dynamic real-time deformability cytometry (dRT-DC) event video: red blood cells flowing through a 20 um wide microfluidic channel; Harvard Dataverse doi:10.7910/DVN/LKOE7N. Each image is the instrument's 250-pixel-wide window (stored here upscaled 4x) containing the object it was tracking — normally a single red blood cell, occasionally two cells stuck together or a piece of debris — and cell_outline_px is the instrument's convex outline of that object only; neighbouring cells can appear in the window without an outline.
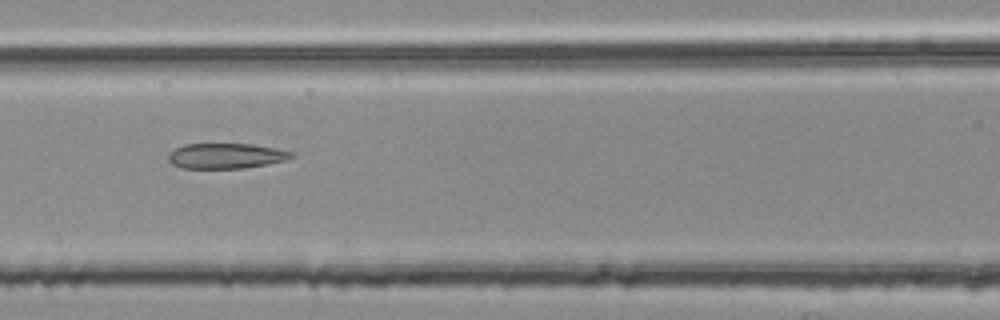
{"species": "common noctule bat (a hibernating species)", "species_latin": "Nyctalus noctula", "temperature_condition": "room temperature", "stored_images_in_passage": 44, "segment_of_instrument_passage": [2, 2], "camera_frame_rate_fps": 3000, "um_per_image_px": 0.085, "animal": {"sex": "female", "body_mass_g": 25.1}, "frame": {"image": 1, "passage_image": 13, "time_ms": 4.0, "image_size_px": [1000, 320], "cell_outline_px": [[292, 156], [288, 160], [268, 164], [244, 168], [180, 168], [172, 164], [168, 160], [168, 152], [184, 144], [252, 144], [276, 148], [292, 152]], "centroid_in_image_um": [19.18, 13.25], "position_along_channel_um": 147.4, "area_um2": 18.21}}
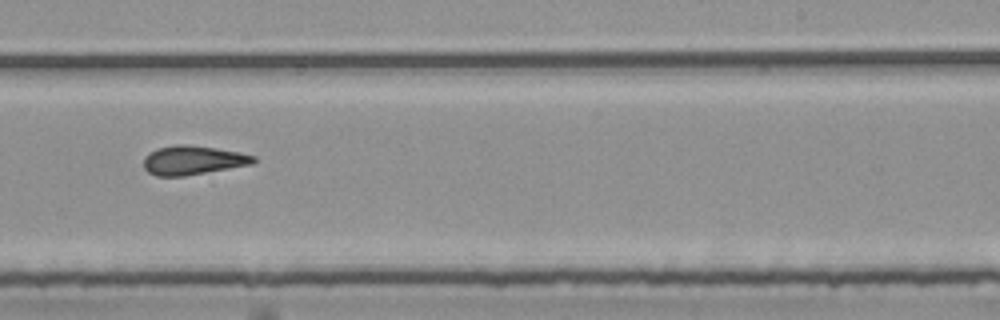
{"frame": {"image": 2, "passage_image": 23, "time_ms": 7.333, "image_size_px": [1000, 320], "cell_outline_px": [[256, 160], [252, 164], [184, 176], [156, 176], [148, 172], [144, 168], [144, 156], [148, 152], [156, 148], [176, 144], [188, 144], [216, 148], [240, 152], [256, 156]], "centroid_in_image_um": [16.37, 13.6], "position_along_channel_um": 272.6, "area_um2": 18.73}}
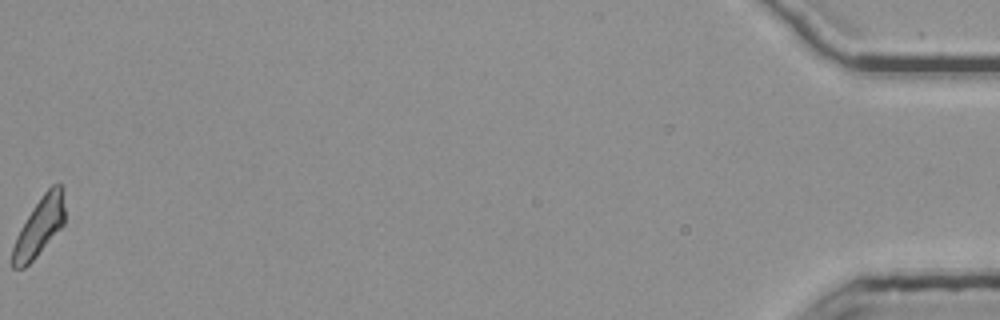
{"frame": {"image": 3, "passage_image": 44, "time_ms": 14.333, "image_size_px": [1000, 320], "cell_outline_px": [[64, 224], [36, 256], [24, 268], [12, 268], [12, 248], [16, 236], [20, 228], [32, 208], [44, 192], [52, 184], [60, 184], [64, 208]], "centroid_in_image_um": [3.31, 19.29], "position_along_channel_um": 431.9, "area_um2": 17.4}}